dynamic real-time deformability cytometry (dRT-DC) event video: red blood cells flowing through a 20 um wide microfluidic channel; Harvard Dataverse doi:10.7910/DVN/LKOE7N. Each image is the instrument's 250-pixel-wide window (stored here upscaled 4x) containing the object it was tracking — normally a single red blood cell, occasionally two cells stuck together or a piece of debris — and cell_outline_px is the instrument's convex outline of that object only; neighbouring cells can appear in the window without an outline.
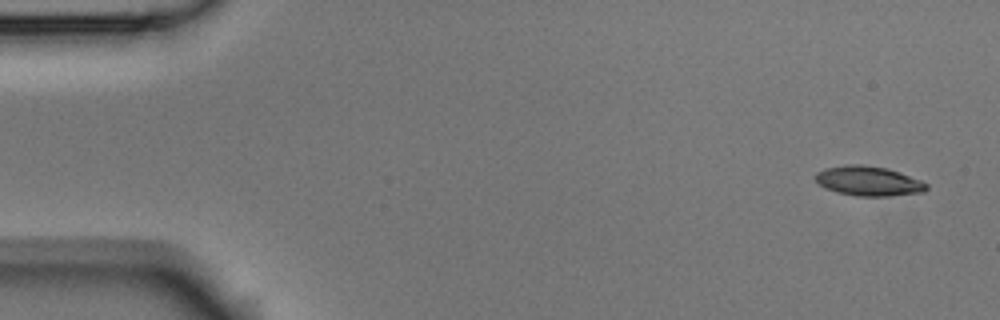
{"species": "Egyptian fruit bat (a non-hibernating species)", "species_latin": "Rousettus aegyptiacus", "temperature_condition": "room temperature", "stored_images_in_passage": 8, "camera_frame_rate_fps": 3000, "um_per_image_px": 0.085, "animal": {"sex": "male"}, "frame": {"image": 1, "passage_image": 1, "time_ms": 0.0, "image_size_px": [1000, 320], "cell_outline_px": [[928, 188], [924, 192], [888, 196], [856, 196], [836, 192], [824, 188], [816, 180], [816, 172], [824, 168], [848, 164], [860, 164], [884, 168], [900, 172], [920, 180], [928, 184]], "centroid_in_image_um": [73.81, 15.39], "position_along_channel_um": 11.2, "area_um2": 19.19}}
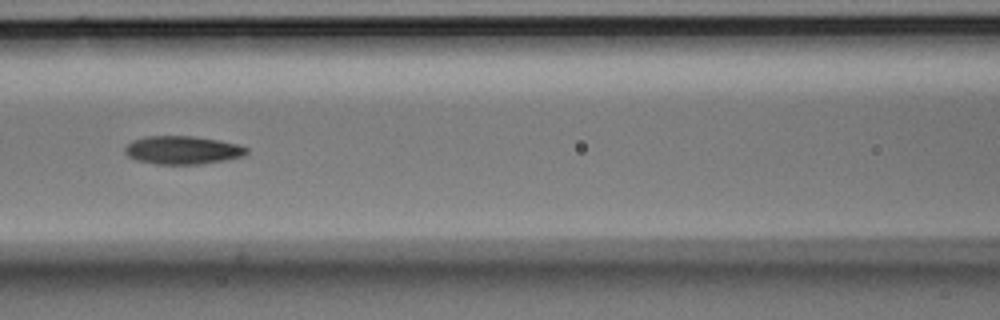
{"frame": {"image": 2, "passage_image": 6, "time_ms": 1.667, "image_size_px": [1000, 320], "cell_outline_px": [[248, 152], [244, 156], [228, 160], [200, 164], [156, 164], [136, 160], [128, 156], [124, 152], [124, 148], [132, 140], [144, 136], [192, 136], [220, 140], [240, 144], [248, 148]], "centroid_in_image_um": [15.54, 12.75], "position_along_channel_um": 151.1, "area_um2": 20.29}}
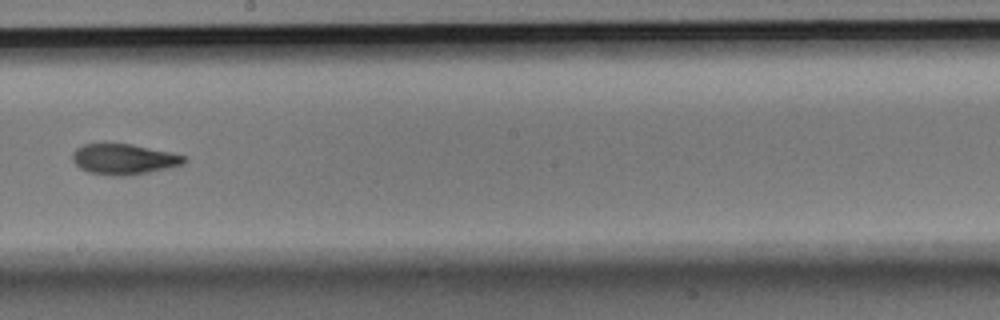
{"frame": {"image": 3, "passage_image": 8, "time_ms": 2.333, "image_size_px": [1000, 320], "cell_outline_px": [[188, 160], [184, 164], [168, 168], [148, 172], [124, 176], [112, 176], [88, 172], [80, 168], [72, 160], [72, 152], [76, 148], [84, 144], [132, 144], [172, 152], [188, 156]], "centroid_in_image_um": [10.56, 13.53], "position_along_channel_um": 237.6, "area_um2": 20.06}}